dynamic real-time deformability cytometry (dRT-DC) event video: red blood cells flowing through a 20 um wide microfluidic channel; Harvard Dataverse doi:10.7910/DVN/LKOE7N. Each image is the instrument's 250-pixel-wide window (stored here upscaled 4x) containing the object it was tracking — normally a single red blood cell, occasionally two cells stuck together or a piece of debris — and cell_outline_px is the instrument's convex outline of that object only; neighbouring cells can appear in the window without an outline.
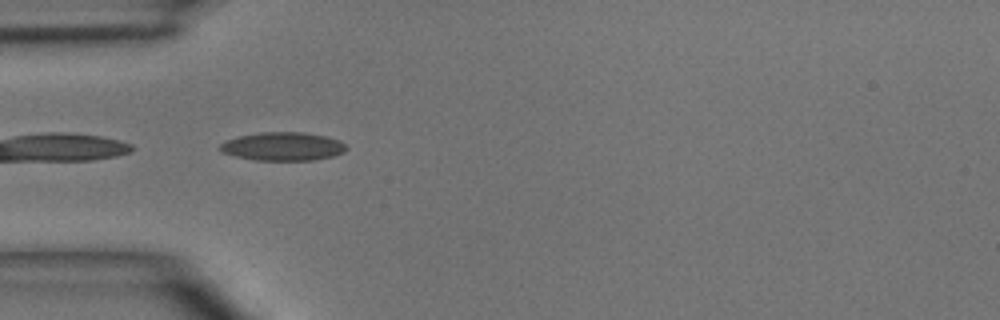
{"species": "common noctule bat (a hibernating species)", "species_latin": "Nyctalus noctula", "temperature_condition": "room temperature", "stored_images_in_passage": 7, "camera_frame_rate_fps": 3000, "um_per_image_px": 0.085, "animal": {"sex": "male", "body_mass_g": 15.6}, "frame": {"image": 1, "passage_image": 4, "time_ms": 4.333, "image_size_px": [1000, 320], "cell_outline_px": [[348, 148], [344, 152], [332, 156], [312, 160], [252, 160], [236, 156], [224, 152], [220, 148], [220, 144], [228, 140], [240, 136], [260, 132], [304, 132], [324, 136], [340, 140]], "centroid_in_image_um": [24.08, 12.44], "position_along_channel_um": 60.9, "area_um2": 20.69}}
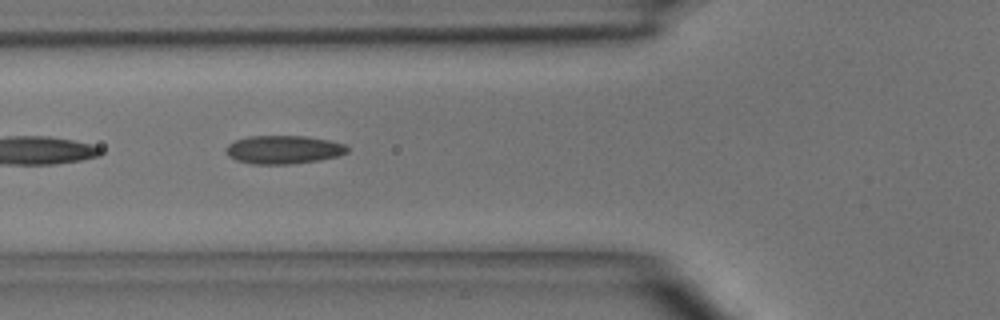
{"frame": {"image": 2, "passage_image": 5, "time_ms": 5.333, "image_size_px": [1000, 320], "cell_outline_px": [[348, 152], [340, 156], [320, 160], [292, 164], [252, 164], [236, 160], [228, 156], [224, 152], [224, 148], [228, 144], [236, 140], [248, 136], [308, 136], [328, 140], [344, 144], [348, 148]], "centroid_in_image_um": [24.08, 12.72], "position_along_channel_um": 101.7, "area_um2": 20.29}}